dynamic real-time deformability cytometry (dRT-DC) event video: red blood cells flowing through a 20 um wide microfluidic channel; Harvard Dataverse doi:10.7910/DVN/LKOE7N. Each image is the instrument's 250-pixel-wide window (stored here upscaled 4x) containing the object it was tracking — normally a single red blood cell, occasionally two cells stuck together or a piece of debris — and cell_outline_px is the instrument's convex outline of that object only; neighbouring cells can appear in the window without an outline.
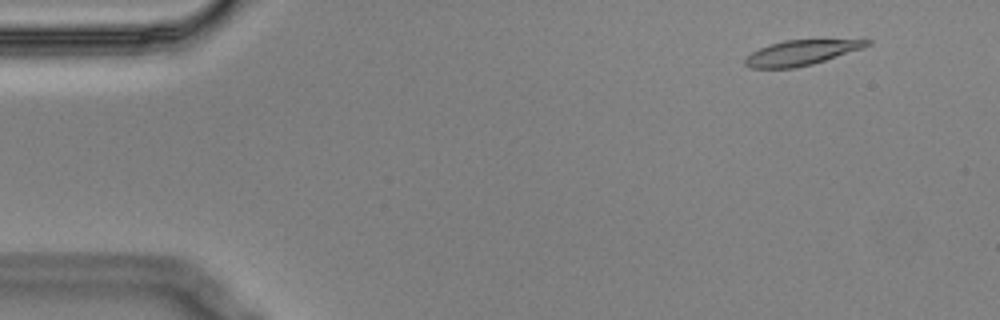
{"species": "Egyptian fruit bat (a non-hibernating species)", "species_latin": "Rousettus aegyptiacus", "temperature_condition": "cold", "stored_images_in_passage": 56, "segment_of_instrument_passage": [1, 2], "camera_frame_rate_fps": 3000, "um_per_image_px": 0.085, "animal": {"sex": "male"}, "frame": {"image": 1, "passage_image": 5, "time_ms": 1.333, "image_size_px": [1000, 320], "cell_outline_px": [[872, 44], [812, 64], [792, 68], [752, 68], [744, 64], [744, 60], [752, 52], [760, 48], [784, 40], [872, 40]], "centroid_in_image_um": [68.05, 4.48], "position_along_channel_um": 17.0, "area_um2": 17.22}}
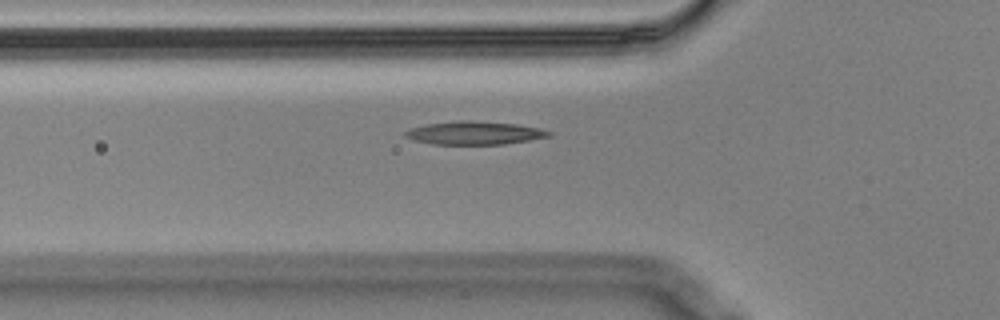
{"frame": {"image": 2, "passage_image": 19, "time_ms": 6.0, "image_size_px": [1000, 320], "cell_outline_px": [[552, 136], [504, 144], [432, 144], [412, 140], [404, 136], [404, 132], [408, 128], [428, 124], [460, 120], [468, 120], [516, 124], [540, 128], [552, 132]], "centroid_in_image_um": [40.3, 11.3], "position_along_channel_um": 85.5, "area_um2": 19.42}}
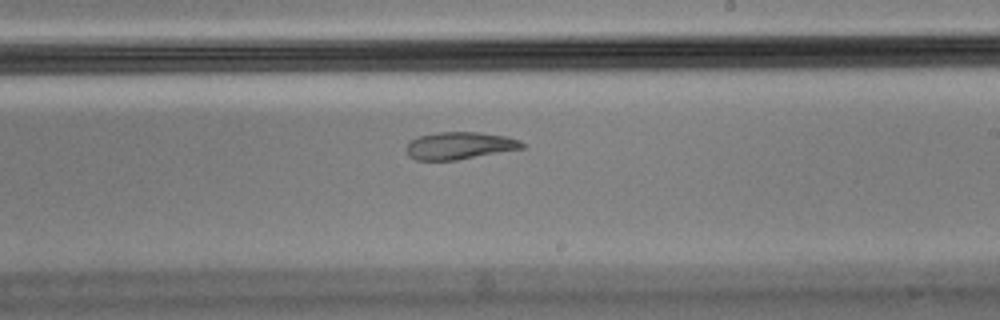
{"frame": {"image": 3, "passage_image": 33, "time_ms": 10.667, "image_size_px": [1000, 320], "cell_outline_px": [[524, 148], [456, 160], [416, 160], [408, 156], [404, 148], [412, 140], [420, 136], [436, 132], [480, 132], [508, 136], [520, 140], [524, 144]], "centroid_in_image_um": [39.06, 12.37], "position_along_channel_um": 249.9, "area_um2": 18.5}}